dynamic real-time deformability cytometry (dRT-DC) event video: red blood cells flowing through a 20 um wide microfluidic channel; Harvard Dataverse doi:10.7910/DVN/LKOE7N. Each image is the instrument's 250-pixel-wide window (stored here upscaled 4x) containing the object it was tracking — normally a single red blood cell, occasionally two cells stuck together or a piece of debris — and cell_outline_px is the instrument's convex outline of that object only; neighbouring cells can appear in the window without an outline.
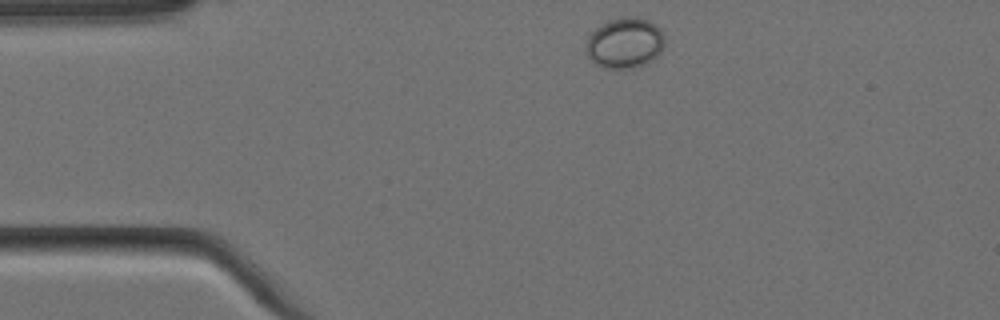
{"species": "Egyptian fruit bat (a non-hibernating species)", "species_latin": "Rousettus aegyptiacus", "temperature_condition": "cold", "stored_images_in_passage": 2, "camera_frame_rate_fps": 3000, "um_per_image_px": 0.085, "animal": {"sex": "female"}, "frame": {"image": 1, "passage_image": 1, "time_ms": 0.0, "image_size_px": [1000, 320], "cell_outline_px": [[664, 44], [660, 52], [652, 60], [644, 64], [624, 68], [604, 68], [596, 64], [588, 56], [584, 48], [588, 36], [600, 24], [608, 20], [624, 16], [636, 16], [648, 20], [660, 28], [664, 36]], "centroid_in_image_um": [53.08, 3.62], "position_along_channel_um": 31.9, "area_um2": 23.24}}